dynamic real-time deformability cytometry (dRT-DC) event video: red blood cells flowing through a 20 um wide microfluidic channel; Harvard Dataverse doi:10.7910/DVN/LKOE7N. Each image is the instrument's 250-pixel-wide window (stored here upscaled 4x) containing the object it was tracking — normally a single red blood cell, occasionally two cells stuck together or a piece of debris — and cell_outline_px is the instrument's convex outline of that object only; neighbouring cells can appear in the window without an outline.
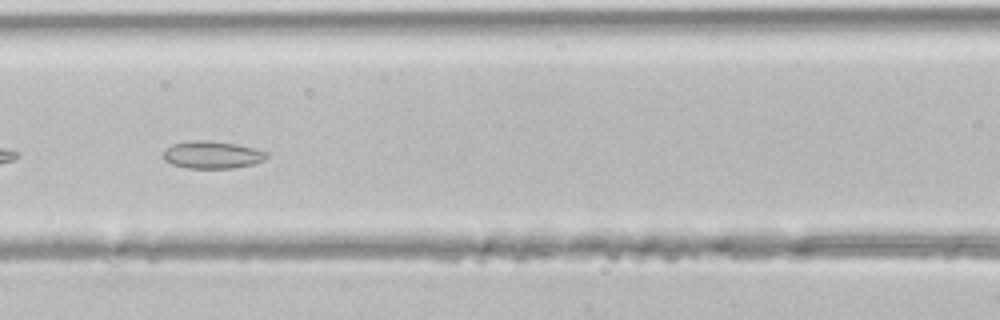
{"species": "common noctule bat (a hibernating species)", "species_latin": "Nyctalus noctula", "temperature_condition": "room temperature", "stored_images_in_passage": 43, "camera_frame_rate_fps": 3000, "um_per_image_px": 0.085, "animal": {"sex": "male", "body_mass_g": 21.5, "forearm_length_mm": 52.0}, "frame": {"image": 1, "passage_image": 19, "time_ms": 6.0, "image_size_px": [1000, 320], "cell_outline_px": [[268, 156], [264, 160], [252, 164], [232, 168], [188, 168], [172, 164], [164, 160], [164, 152], [172, 144], [188, 140], [208, 140], [236, 144], [268, 152]], "centroid_in_image_um": [18.03, 13.15], "position_along_channel_um": 148.6, "area_um2": 16.42}}
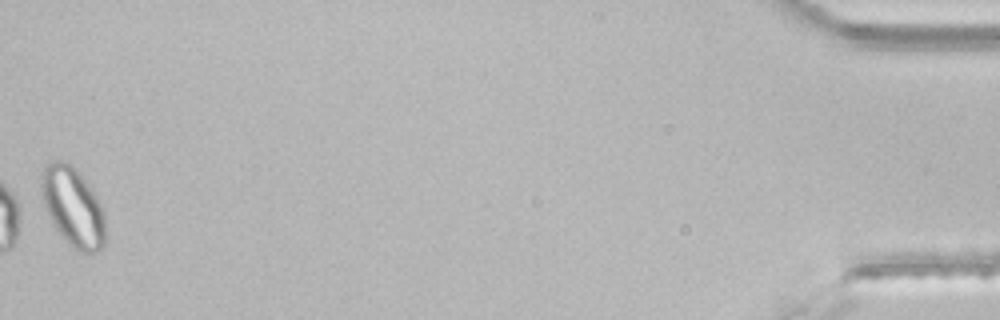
{"frame": {"image": 2, "passage_image": 43, "time_ms": 14.0, "image_size_px": [1000, 320], "cell_outline_px": [[104, 244], [100, 252], [96, 256], [92, 256], [80, 252], [56, 228], [48, 216], [44, 204], [40, 184], [44, 168], [52, 160], [60, 160], [68, 164], [84, 180], [96, 196], [104, 208]], "centroid_in_image_um": [6.23, 17.64], "position_along_channel_um": 429.0, "area_um2": 29.02}}